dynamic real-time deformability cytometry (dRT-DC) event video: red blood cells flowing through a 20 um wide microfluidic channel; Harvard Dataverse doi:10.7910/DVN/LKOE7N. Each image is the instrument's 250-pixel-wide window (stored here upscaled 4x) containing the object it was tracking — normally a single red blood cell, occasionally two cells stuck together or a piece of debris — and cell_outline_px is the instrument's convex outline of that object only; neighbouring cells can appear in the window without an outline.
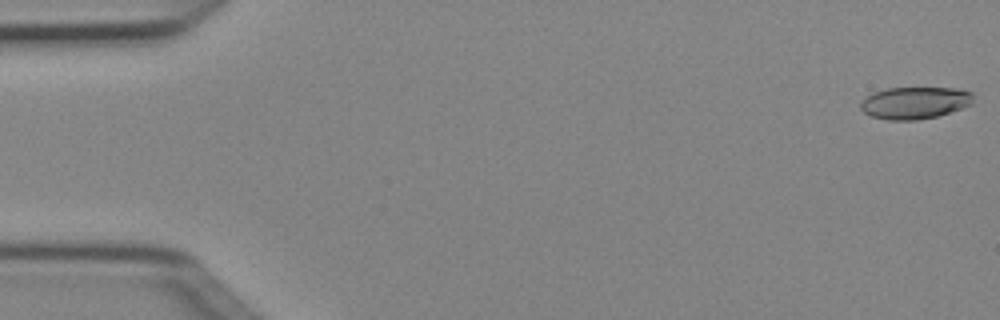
{"species": "Egyptian fruit bat (a non-hibernating species)", "species_latin": "Rousettus aegyptiacus", "temperature_condition": "cold", "stored_images_in_passage": 6, "camera_frame_rate_fps": 3000, "um_per_image_px": 0.085, "animal": {"sex": "female"}, "frame": {"image": 1, "passage_image": 1, "time_ms": 0.0, "image_size_px": [1000, 320], "cell_outline_px": [[972, 104], [936, 116], [916, 120], [888, 120], [872, 116], [864, 112], [860, 108], [860, 104], [872, 92], [888, 88], [956, 88], [972, 92]], "centroid_in_image_um": [77.74, 8.73], "position_along_channel_um": 7.3, "area_um2": 20.81}}